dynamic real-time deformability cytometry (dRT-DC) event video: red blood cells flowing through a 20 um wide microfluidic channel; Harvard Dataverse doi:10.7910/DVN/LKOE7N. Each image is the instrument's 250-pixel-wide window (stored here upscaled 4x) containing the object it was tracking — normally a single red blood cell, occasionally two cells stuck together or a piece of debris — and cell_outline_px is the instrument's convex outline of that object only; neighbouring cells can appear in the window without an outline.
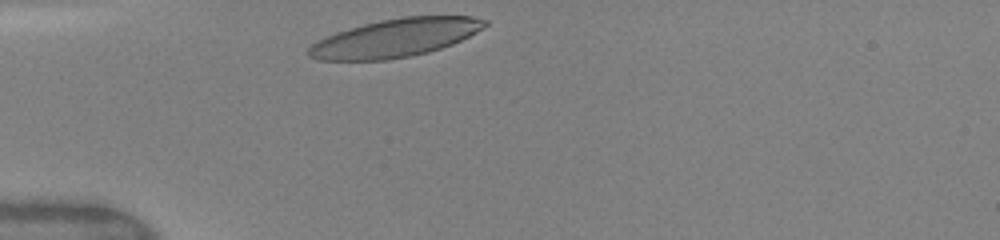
{"species": "human", "species_latin": "Homo sapiens", "temperature_condition": "warm", "stored_images_in_passage": 1, "camera_frame_rate_fps": 3000, "um_per_image_px": 0.085, "donor": {"sex": "female"}, "frame": {"image": 1, "passage_image": 1, "time_ms": 0.0, "image_size_px": [1000, 240], "cell_outline_px": [[488, 24], [476, 32], [452, 44], [428, 52], [412, 56], [388, 60], [320, 60], [308, 56], [308, 48], [312, 44], [336, 32], [348, 28], [380, 20], [404, 16], [472, 16], [488, 20]], "centroid_in_image_um": [33.61, 3.22], "position_along_channel_um": 51.4, "area_um2": 39.02}}